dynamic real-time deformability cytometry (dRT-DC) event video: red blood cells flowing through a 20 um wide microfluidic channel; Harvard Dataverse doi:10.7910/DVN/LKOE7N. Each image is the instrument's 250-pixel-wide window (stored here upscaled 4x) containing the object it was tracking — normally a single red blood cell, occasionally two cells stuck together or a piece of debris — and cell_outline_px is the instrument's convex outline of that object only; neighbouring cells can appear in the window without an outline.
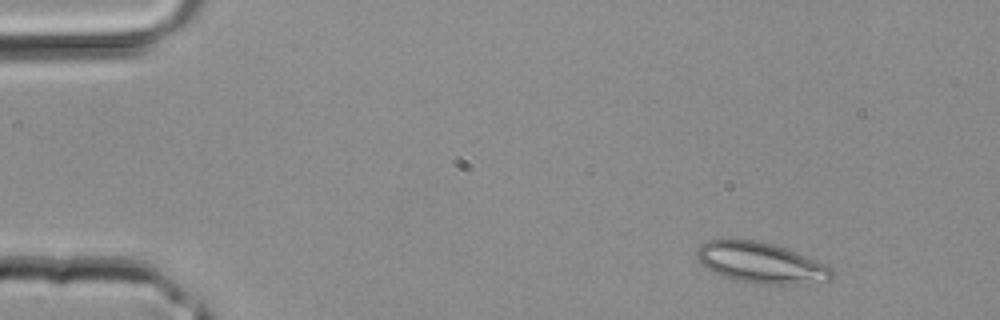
{"species": "common noctule bat (a hibernating species)", "species_latin": "Nyctalus noctula", "temperature_condition": "room temperature", "stored_images_in_passage": 36, "camera_frame_rate_fps": 3000, "um_per_image_px": 0.085, "animal": {"sex": "male", "body_mass_g": 20.4}, "frame": {"image": 1, "passage_image": 1, "time_ms": 0.0, "image_size_px": [1000, 320], "cell_outline_px": [[832, 280], [804, 284], [764, 284], [736, 280], [720, 276], [712, 272], [696, 256], [696, 252], [700, 244], [708, 240], [756, 240], [788, 248], [828, 264], [832, 268]], "centroid_in_image_um": [64.73, 22.34], "position_along_channel_um": 20.3, "area_um2": 32.19}}
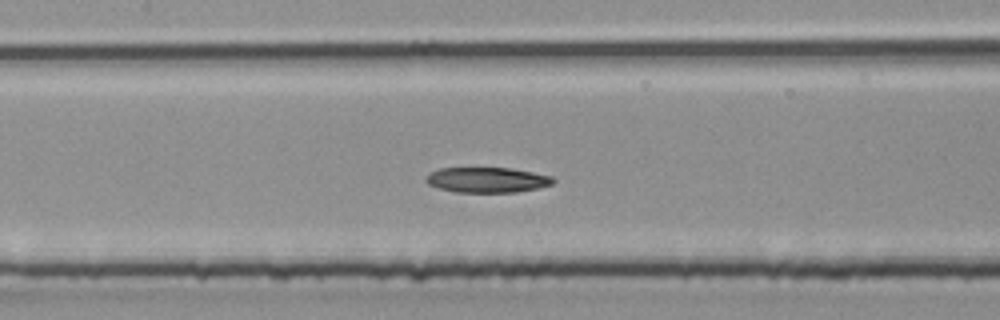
{"frame": {"image": 2, "passage_image": 15, "time_ms": 4.667, "image_size_px": [1000, 320], "cell_outline_px": [[556, 180], [552, 184], [540, 188], [516, 192], [456, 192], [440, 188], [428, 184], [424, 180], [428, 172], [440, 168], [508, 168], [532, 172], [552, 176]], "centroid_in_image_um": [41.4, 15.29], "position_along_channel_um": 166.0, "area_um2": 18.79}}
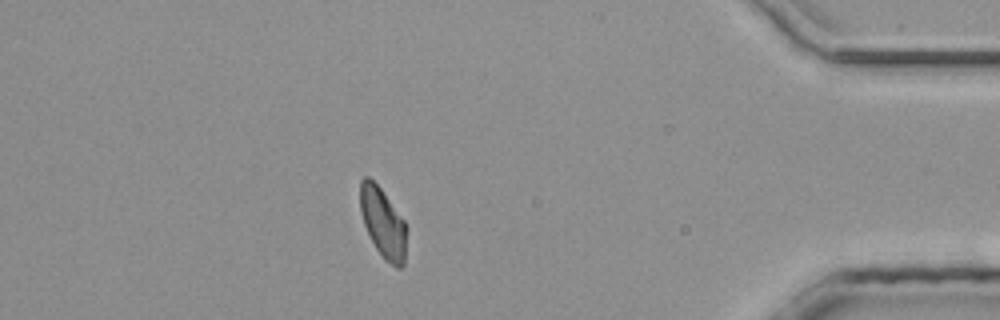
{"frame": {"image": 3, "passage_image": 31, "time_ms": 10.0, "image_size_px": [1000, 320], "cell_outline_px": [[408, 228], [404, 264], [400, 268], [396, 268], [384, 260], [376, 248], [364, 224], [360, 212], [360, 180], [364, 176], [368, 176], [380, 188], [404, 220]], "centroid_in_image_um": [32.57, 18.97], "position_along_channel_um": 402.6, "area_um2": 19.02}}